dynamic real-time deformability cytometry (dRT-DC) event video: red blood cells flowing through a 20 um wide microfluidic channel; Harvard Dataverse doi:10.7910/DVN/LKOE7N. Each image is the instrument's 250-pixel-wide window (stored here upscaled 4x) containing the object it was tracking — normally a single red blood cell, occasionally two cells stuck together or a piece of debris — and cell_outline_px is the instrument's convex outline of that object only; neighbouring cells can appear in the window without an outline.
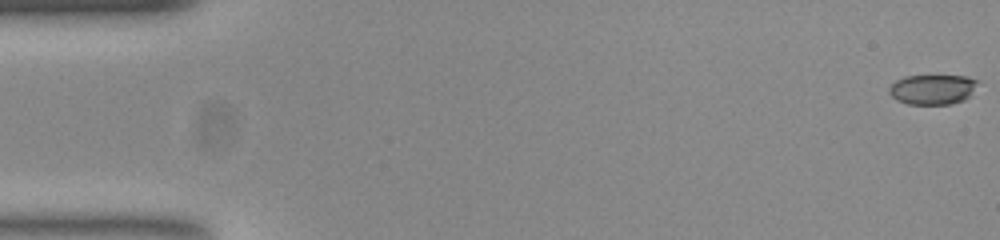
{"species": "common noctule bat (a hibernating species)", "species_latin": "Nyctalus noctula", "temperature_condition": "room temperature", "stored_images_in_passage": 53, "camera_frame_rate_fps": 3000, "um_per_image_px": 0.085, "animal": {"sex": "female", "body_mass_g": 23.0, "forearm_length_mm": 53.4}, "frame": {"image": 1, "passage_image": 1, "time_ms": 0.0, "image_size_px": [1000, 240], "cell_outline_px": [[980, 80], [968, 96], [964, 100], [952, 104], [908, 104], [896, 100], [888, 92], [888, 88], [896, 80], [904, 76], [968, 76]], "centroid_in_image_um": [79.25, 7.6], "position_along_channel_um": 5.7, "area_um2": 15.49}}
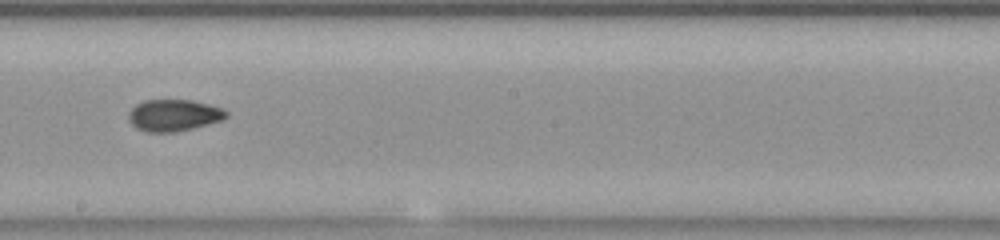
{"frame": {"image": 2, "passage_image": 30, "time_ms": 9.667, "image_size_px": [1000, 240], "cell_outline_px": [[228, 116], [224, 120], [192, 128], [172, 132], [148, 132], [136, 128], [128, 120], [128, 112], [136, 104], [144, 100], [192, 100], [224, 108], [228, 112]], "centroid_in_image_um": [14.78, 9.79], "position_along_channel_um": 233.4, "area_um2": 18.15}}
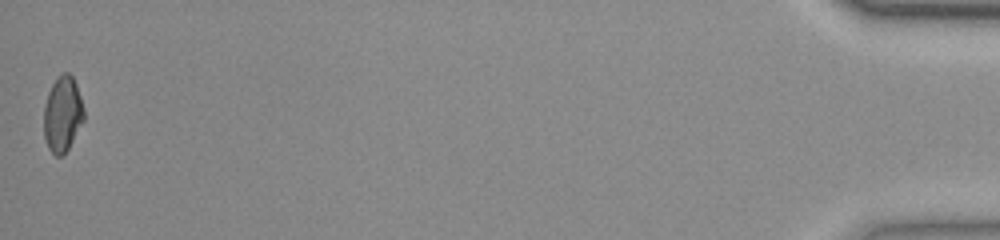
{"frame": {"image": 3, "passage_image": 53, "time_ms": 17.333, "image_size_px": [1000, 240], "cell_outline_px": [[84, 120], [68, 148], [60, 156], [56, 156], [48, 148], [44, 136], [44, 108], [48, 92], [56, 76], [64, 72], [68, 72], [72, 76], [76, 84], [84, 108]], "centroid_in_image_um": [5.31, 9.67], "position_along_channel_um": 429.9, "area_um2": 17.57}, "authors_computed_cell_mechanics": {"area_um2": 17.6868, "velocity_mm_per_s": 3.885, "shape_relaxation_time_tau1_ms": null, "shape_relaxation_time_tau2_ms": 2.51, "deformation_change_tau1": null, "deformation_change_tau2": 0.0668}}